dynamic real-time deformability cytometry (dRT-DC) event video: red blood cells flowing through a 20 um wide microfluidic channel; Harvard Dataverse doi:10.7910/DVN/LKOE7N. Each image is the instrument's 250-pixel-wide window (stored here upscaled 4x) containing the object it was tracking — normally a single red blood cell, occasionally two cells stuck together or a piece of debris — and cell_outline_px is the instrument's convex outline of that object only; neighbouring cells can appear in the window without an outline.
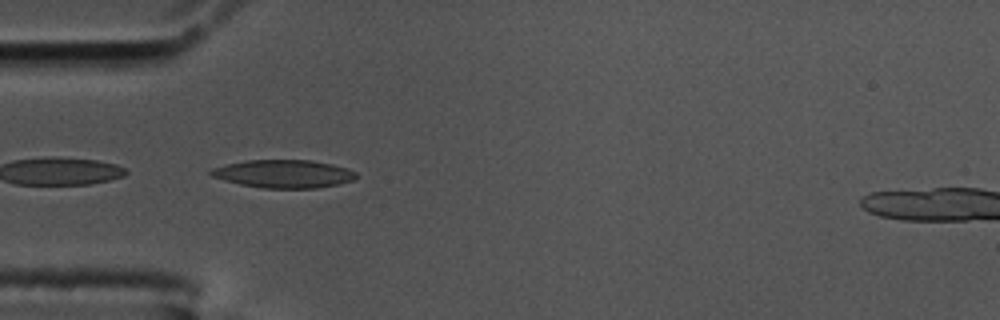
{"species": "common noctule bat (a hibernating species)", "species_latin": "Nyctalus noctula", "temperature_condition": "cold", "stored_images_in_passage": 56, "camera_frame_rate_fps": 3000, "um_per_image_px": 0.085, "animal": {"sex": "male", "body_mass_g": 17.5, "forearm_length_mm": 52.3}, "frame": {"image": 1, "passage_image": 16, "time_ms": 5.0, "image_size_px": [1000, 320], "cell_outline_px": [[356, 180], [340, 184], [316, 188], [264, 188], [240, 184], [224, 180], [212, 176], [208, 172], [212, 168], [228, 164], [248, 160], [312, 160], [332, 164], [348, 168], [356, 172]], "centroid_in_image_um": [24.16, 14.77], "position_along_channel_um": 60.8, "area_um2": 23.76}}
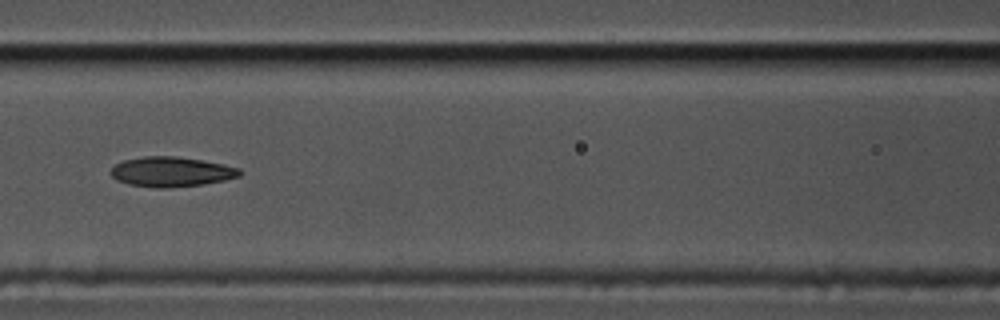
{"frame": {"image": 2, "passage_image": 24, "time_ms": 7.667, "image_size_px": [1000, 320], "cell_outline_px": [[244, 172], [240, 176], [224, 180], [204, 184], [164, 188], [160, 188], [128, 184], [116, 180], [112, 176], [112, 168], [116, 164], [124, 160], [144, 156], [176, 156], [224, 164], [240, 168]], "centroid_in_image_um": [14.6, 14.6], "position_along_channel_um": 152.0, "area_um2": 22.37}}
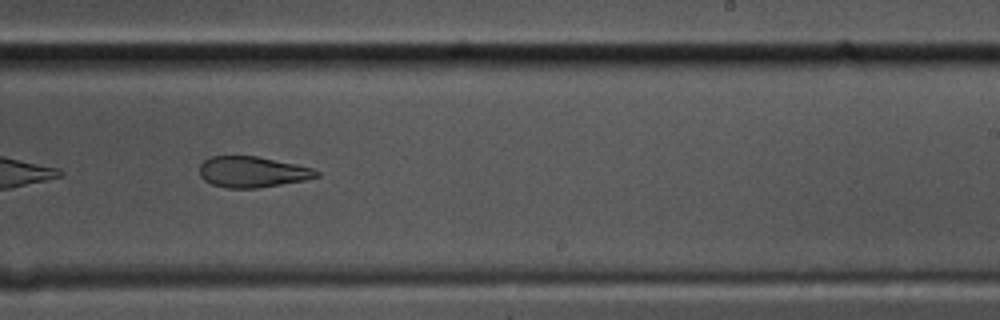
{"frame": {"image": 3, "passage_image": 34, "time_ms": 11.0, "image_size_px": [1000, 320], "cell_outline_px": [[320, 176], [304, 180], [256, 188], [228, 188], [212, 184], [204, 180], [200, 176], [200, 164], [204, 160], [212, 156], [256, 156], [296, 164], [312, 168], [320, 172]], "centroid_in_image_um": [21.44, 14.61], "position_along_channel_um": 267.6, "area_um2": 20.92}}